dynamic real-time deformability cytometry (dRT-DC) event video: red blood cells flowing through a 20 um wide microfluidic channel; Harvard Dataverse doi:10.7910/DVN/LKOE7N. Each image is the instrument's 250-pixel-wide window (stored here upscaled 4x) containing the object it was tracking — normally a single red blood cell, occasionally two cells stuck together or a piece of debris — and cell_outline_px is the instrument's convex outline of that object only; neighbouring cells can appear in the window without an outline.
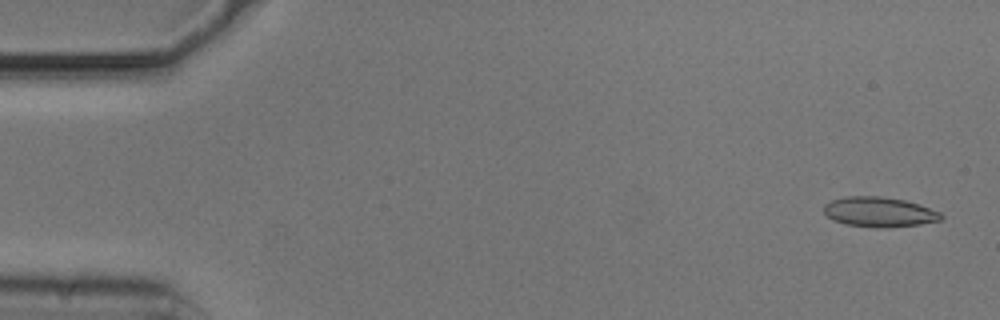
{"species": "common noctule bat (a hibernating species)", "species_latin": "Nyctalus noctula", "temperature_condition": "cold", "stored_images_in_passage": 54, "camera_frame_rate_fps": 3000, "um_per_image_px": 0.085, "animal": {"sex": "male", "body_mass_g": 20.5, "forearm_length_mm": 52.5}, "frame": {"image": 1, "passage_image": 2, "time_ms": 0.333, "image_size_px": [1000, 320], "cell_outline_px": [[944, 216], [940, 220], [920, 224], [880, 228], [876, 228], [844, 224], [832, 220], [824, 212], [824, 204], [832, 200], [844, 196], [880, 196], [904, 200], [940, 212]], "centroid_in_image_um": [74.69, 18.02], "position_along_channel_um": 10.3, "area_um2": 20.35}}
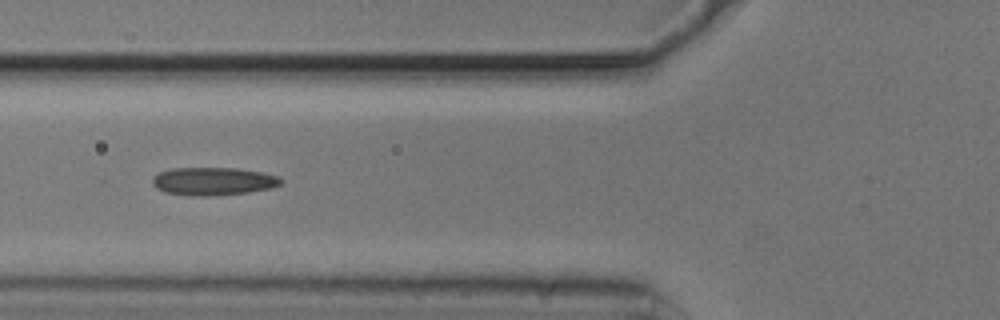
{"frame": {"image": 2, "passage_image": 20, "time_ms": 6.333, "image_size_px": [1000, 320], "cell_outline_px": [[284, 180], [280, 184], [272, 188], [248, 192], [220, 196], [192, 196], [164, 192], [156, 188], [152, 184], [152, 180], [160, 172], [172, 168], [236, 168], [260, 172], [280, 176]], "centroid_in_image_um": [18.15, 15.42], "position_along_channel_um": 107.6, "area_um2": 21.1}}
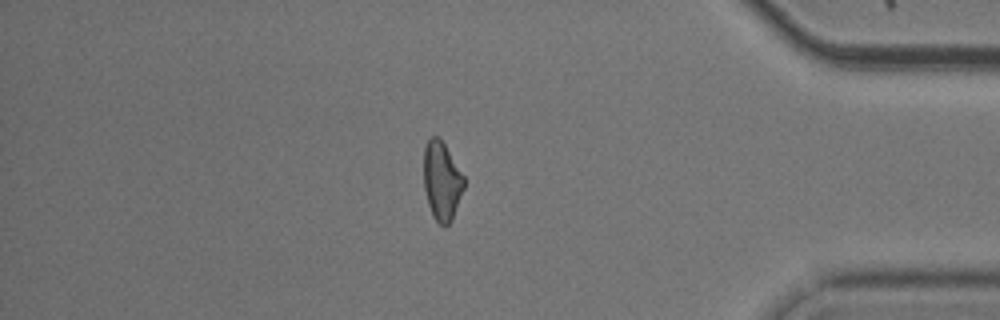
{"frame": {"image": 3, "passage_image": 46, "time_ms": 15.0, "image_size_px": [1000, 320], "cell_outline_px": [[464, 188], [452, 220], [448, 224], [440, 224], [432, 216], [428, 204], [424, 188], [424, 148], [428, 140], [432, 136], [436, 136], [444, 144], [464, 176]], "centroid_in_image_um": [37.55, 15.39], "position_along_channel_um": 397.7, "area_um2": 18.21}, "authors_computed_cell_mechanics": {"area_um2": 19.652, "velocity_mm_per_s": 3.7167, "shape_relaxation_time_tau1_ms": null, "shape_relaxation_time_tau2_ms": 4.5145, "deformation_change_tau1": null, "deformation_change_tau2": 0.1405}}